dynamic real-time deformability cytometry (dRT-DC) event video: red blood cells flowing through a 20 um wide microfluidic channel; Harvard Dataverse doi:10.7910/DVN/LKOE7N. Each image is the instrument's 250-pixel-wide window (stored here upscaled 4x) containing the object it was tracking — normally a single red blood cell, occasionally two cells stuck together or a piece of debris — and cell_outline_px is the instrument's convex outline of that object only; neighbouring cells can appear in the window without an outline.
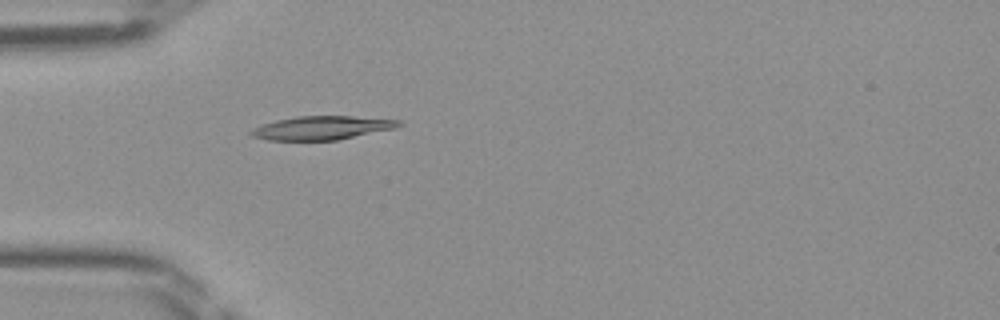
{"species": "Egyptian fruit bat (a non-hibernating species)", "species_latin": "Rousettus aegyptiacus", "temperature_condition": "room temperature", "stored_images_in_passage": 47, "camera_frame_rate_fps": 3000, "um_per_image_px": 0.085, "frame": {"image": 1, "passage_image": 14, "time_ms": 4.333, "image_size_px": [1000, 320], "cell_outline_px": [[404, 124], [396, 128], [336, 140], [268, 140], [252, 136], [248, 132], [252, 128], [276, 120], [296, 116], [352, 116], [400, 120]], "centroid_in_image_um": [27.36, 10.86], "position_along_channel_um": 57.6, "area_um2": 20.29}}
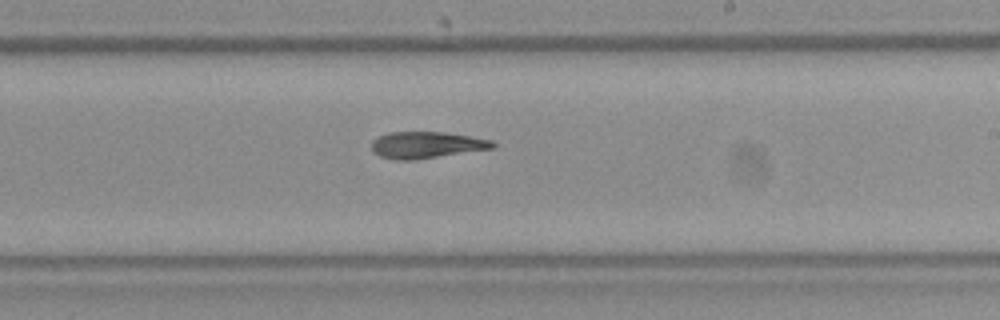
{"frame": {"image": 2, "passage_image": 28, "time_ms": 9.0, "image_size_px": [1000, 320], "cell_outline_px": [[496, 144], [492, 148], [416, 160], [392, 160], [380, 156], [372, 152], [372, 140], [388, 132], [444, 132], [492, 140]], "centroid_in_image_um": [36.2, 12.33], "position_along_channel_um": 252.8, "area_um2": 18.73}}
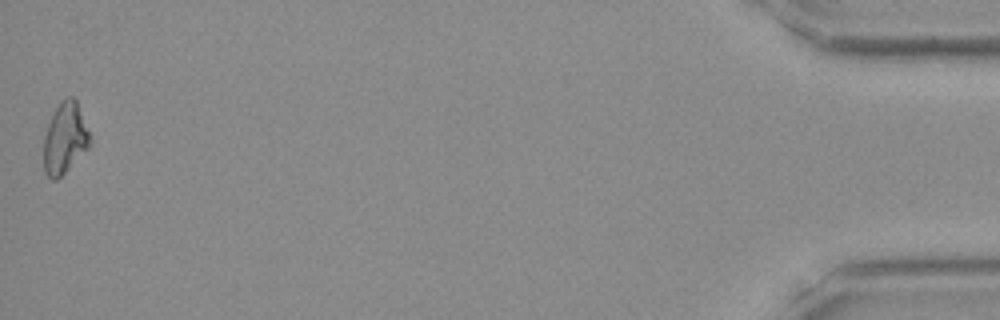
{"frame": {"image": 3, "passage_image": 47, "time_ms": 15.333, "image_size_px": [1000, 320], "cell_outline_px": [[92, 144], [56, 180], [52, 180], [44, 172], [44, 136], [48, 124], [60, 100], [68, 96], [72, 96], [76, 100], [88, 132]], "centroid_in_image_um": [5.5, 11.75], "position_along_channel_um": 429.7, "area_um2": 18.73}}